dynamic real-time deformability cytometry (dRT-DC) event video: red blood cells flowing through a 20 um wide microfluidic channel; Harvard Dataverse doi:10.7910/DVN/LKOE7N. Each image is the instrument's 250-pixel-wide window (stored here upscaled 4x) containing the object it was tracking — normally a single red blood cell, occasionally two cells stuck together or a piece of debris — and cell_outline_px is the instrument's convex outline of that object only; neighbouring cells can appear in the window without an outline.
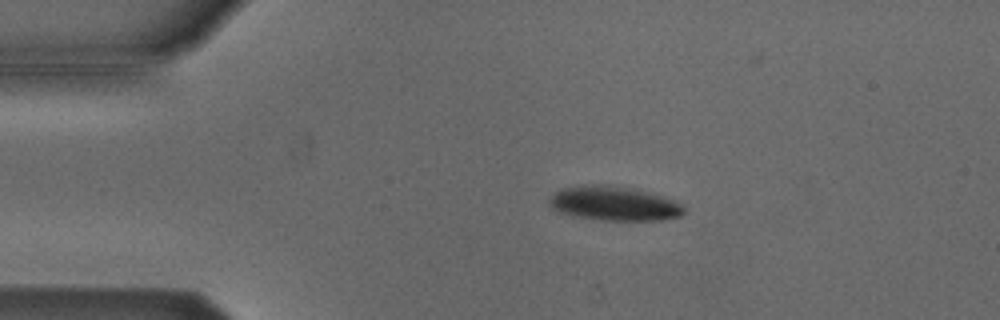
{"species": "Egyptian fruit bat (a non-hibernating species)", "species_latin": "Rousettus aegyptiacus", "temperature_condition": "cold", "stored_images_in_passage": 35, "camera_frame_rate_fps": 3000, "um_per_image_px": 0.085, "animal": {"sex": "male"}, "frame": {"image": 1, "passage_image": 2, "time_ms": 0.333, "image_size_px": [1000, 320], "cell_outline_px": [[684, 212], [680, 216], [664, 220], [600, 220], [572, 216], [556, 212], [548, 204], [548, 200], [560, 188], [580, 184], [608, 184], [632, 188], [676, 200], [684, 208]], "centroid_in_image_um": [52.13, 17.29], "position_along_channel_um": 32.9, "area_um2": 27.34}}
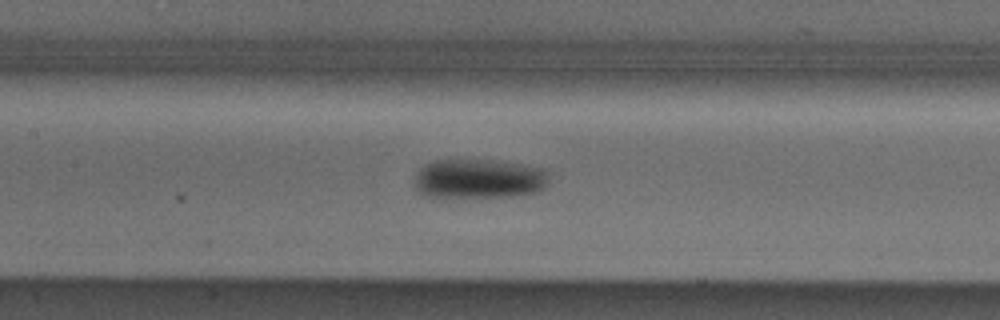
{"frame": {"image": 2, "passage_image": 16, "time_ms": 5.0, "image_size_px": [1000, 320], "cell_outline_px": [[548, 184], [540, 192], [512, 196], [428, 196], [420, 192], [416, 188], [416, 176], [420, 168], [424, 164], [432, 160], [488, 160], [520, 164], [540, 168], [548, 172]], "centroid_in_image_um": [40.74, 15.18], "position_along_channel_um": 166.7, "area_um2": 30.63}}
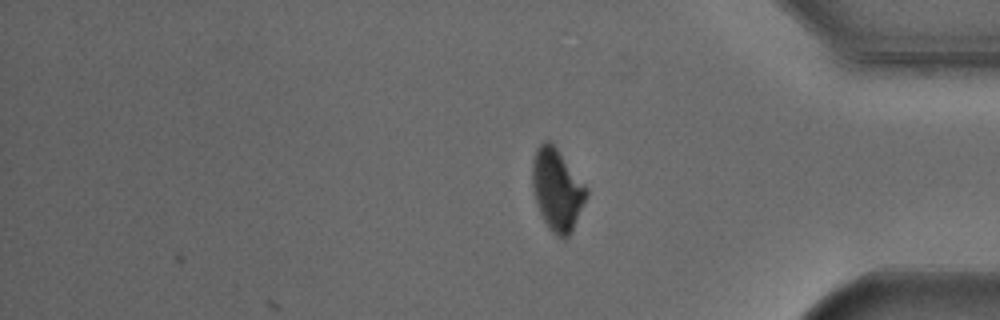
{"frame": {"image": 3, "passage_image": 35, "time_ms": 11.333, "image_size_px": [1000, 320], "cell_outline_px": [[588, 196], [568, 236], [564, 240], [556, 236], [548, 228], [540, 212], [532, 188], [532, 160], [536, 148], [544, 140], [548, 140], [556, 148], [588, 188]], "centroid_in_image_um": [47.34, 16.12], "position_along_channel_um": 387.9, "area_um2": 25.55}, "authors_computed_cell_mechanics": {"area_um2": 29.9982, "velocity_mm_per_s": 3.8115, "shape_relaxation_time_tau1_ms": 2.7894, "shape_relaxation_time_tau2_ms": null, "deformation_change_tau1": 0.1105, "deformation_change_tau2": null}}